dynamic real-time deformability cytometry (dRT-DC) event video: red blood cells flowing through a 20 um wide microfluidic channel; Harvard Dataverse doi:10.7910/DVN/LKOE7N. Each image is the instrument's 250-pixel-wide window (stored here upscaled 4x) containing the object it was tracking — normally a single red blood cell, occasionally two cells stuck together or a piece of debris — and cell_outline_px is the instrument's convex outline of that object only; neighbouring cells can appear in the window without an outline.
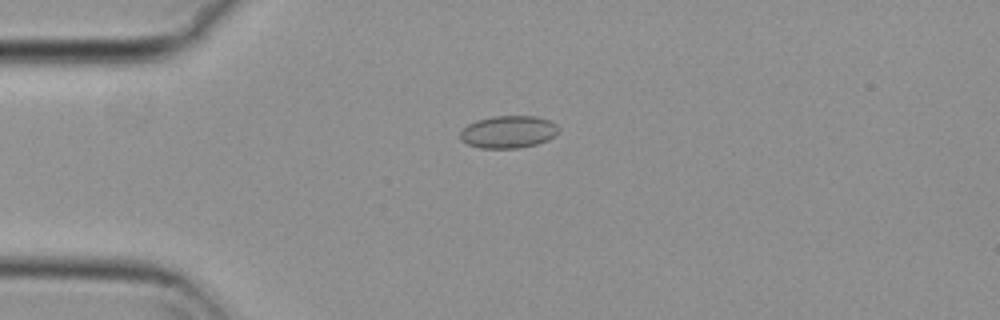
{"species": "common noctule bat (a hibernating species)", "species_latin": "Nyctalus noctula", "temperature_condition": "cold", "stored_images_in_passage": 19, "camera_frame_rate_fps": 3000, "um_per_image_px": 0.085, "animal": {"sex": "female", "body_mass_g": 29.2, "forearm_length_mm": 56.3}, "frame": {"image": 1, "passage_image": 14, "time_ms": 4.333, "image_size_px": [1000, 320], "cell_outline_px": [[560, 128], [556, 136], [548, 140], [536, 144], [520, 148], [480, 148], [468, 144], [460, 140], [460, 132], [468, 124], [476, 120], [492, 116], [536, 116], [548, 120], [556, 124]], "centroid_in_image_um": [43.22, 11.21], "position_along_channel_um": 41.8, "area_um2": 18.73}}